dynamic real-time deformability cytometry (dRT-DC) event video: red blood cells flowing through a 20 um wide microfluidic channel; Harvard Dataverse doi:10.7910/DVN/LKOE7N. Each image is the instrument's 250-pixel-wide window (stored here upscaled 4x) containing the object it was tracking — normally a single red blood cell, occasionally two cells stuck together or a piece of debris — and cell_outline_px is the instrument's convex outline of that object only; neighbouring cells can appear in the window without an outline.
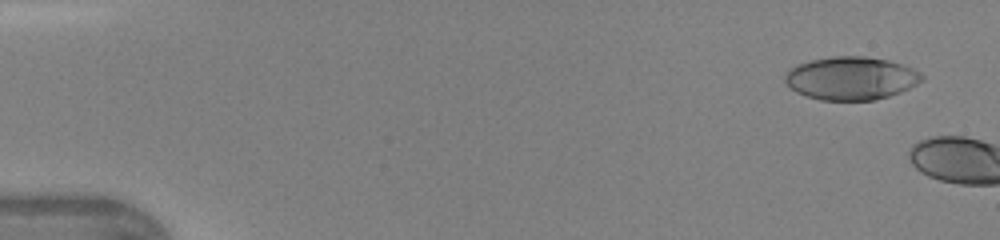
{"species": "human", "species_latin": "Homo sapiens", "temperature_condition": "warm", "stored_images_in_passage": 4, "camera_frame_rate_fps": 3000, "um_per_image_px": 0.085, "donor": {"sex": "female"}, "frame": {"image": 1, "passage_image": 2, "time_ms": 0.333, "image_size_px": [1000, 240], "cell_outline_px": [[924, 80], [900, 92], [876, 100], [820, 100], [796, 92], [784, 80], [784, 76], [796, 64], [812, 60], [832, 56], [864, 56], [888, 60], [912, 68], [920, 72], [924, 76]], "centroid_in_image_um": [72.35, 6.65], "position_along_channel_um": 12.6, "area_um2": 34.22}}